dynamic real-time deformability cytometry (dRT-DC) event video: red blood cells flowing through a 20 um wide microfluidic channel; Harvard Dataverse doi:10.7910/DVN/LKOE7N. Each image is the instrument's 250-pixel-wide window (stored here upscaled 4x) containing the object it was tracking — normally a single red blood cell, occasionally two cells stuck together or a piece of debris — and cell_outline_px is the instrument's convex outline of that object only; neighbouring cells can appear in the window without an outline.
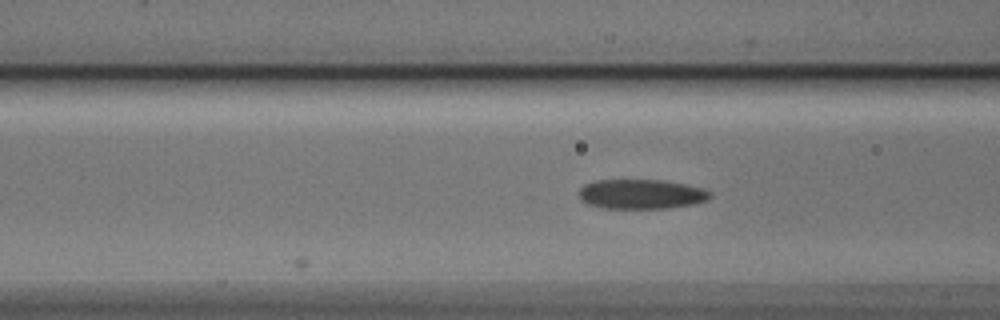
{"species": "Egyptian fruit bat (a non-hibernating species)", "species_latin": "Rousettus aegyptiacus", "temperature_condition": "cold", "stored_images_in_passage": 6, "camera_frame_rate_fps": 3000, "um_per_image_px": 0.085, "animal": {"sex": "male"}, "frame": {"image": 1, "passage_image": 6, "time_ms": 1.667, "image_size_px": [1000, 320], "cell_outline_px": [[712, 196], [708, 200], [696, 204], [668, 208], [600, 208], [588, 204], [580, 200], [580, 188], [584, 184], [596, 180], [664, 180], [704, 188], [712, 192]], "centroid_in_image_um": [54.54, 16.5], "position_along_channel_um": 112.1, "area_um2": 22.89}}